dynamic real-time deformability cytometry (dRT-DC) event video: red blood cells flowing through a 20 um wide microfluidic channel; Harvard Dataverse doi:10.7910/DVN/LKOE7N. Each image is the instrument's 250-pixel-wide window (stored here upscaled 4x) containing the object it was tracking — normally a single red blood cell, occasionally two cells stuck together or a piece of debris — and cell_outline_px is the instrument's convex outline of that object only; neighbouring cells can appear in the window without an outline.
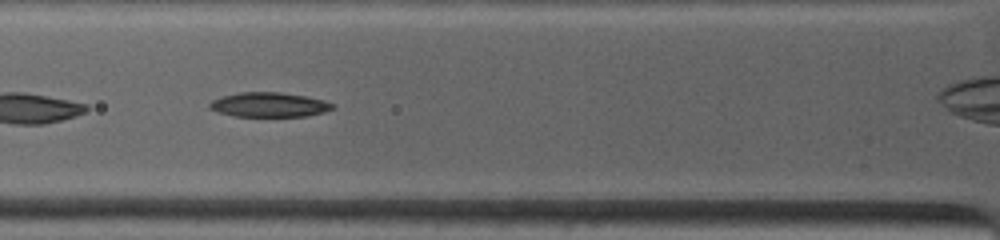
{"species": "common noctule bat (a hibernating species)", "species_latin": "Nyctalus noctula", "temperature_condition": "warm", "stored_images_in_passage": 11, "camera_frame_rate_fps": 4500, "um_per_image_px": 0.085, "animal": {"sex": "female", "body_mass_g": 19.0, "forearm_length_mm": 53.3}, "frame": {"image": 1, "passage_image": 5, "time_ms": 1.556, "image_size_px": [1000, 240], "cell_outline_px": [[336, 108], [324, 112], [308, 116], [232, 116], [208, 108], [208, 104], [212, 100], [220, 96], [240, 92], [280, 92], [304, 96], [324, 100], [332, 104]], "centroid_in_image_um": [22.85, 8.9], "position_along_channel_um": 102.9, "area_um2": 17.63}}
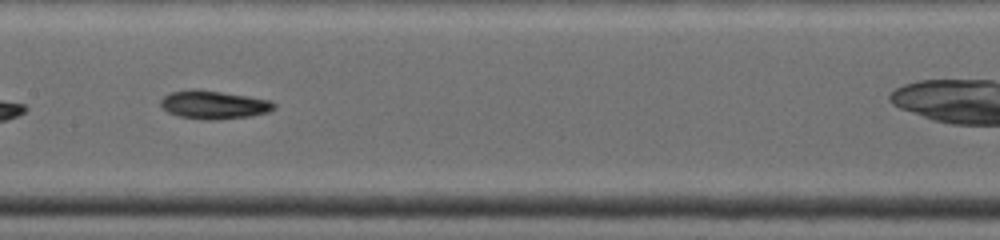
{"frame": {"image": 2, "passage_image": 10, "time_ms": 3.778, "image_size_px": [1000, 240], "cell_outline_px": [[276, 108], [268, 112], [252, 116], [212, 120], [200, 120], [180, 116], [168, 112], [160, 108], [160, 100], [164, 96], [172, 92], [192, 88], [196, 88], [248, 96], [272, 100], [276, 104]], "centroid_in_image_um": [18.17, 8.9], "position_along_channel_um": 189.2, "area_um2": 19.02}}